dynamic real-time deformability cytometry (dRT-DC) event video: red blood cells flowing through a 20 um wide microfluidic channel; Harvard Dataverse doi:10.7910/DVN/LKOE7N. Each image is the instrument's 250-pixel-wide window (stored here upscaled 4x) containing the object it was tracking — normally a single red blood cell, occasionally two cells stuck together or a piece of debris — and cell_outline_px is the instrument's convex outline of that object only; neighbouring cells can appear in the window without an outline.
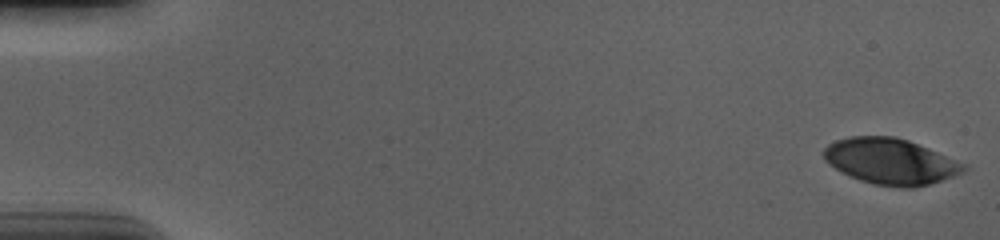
{"species": "human", "species_latin": "Homo sapiens", "temperature_condition": "cold", "stored_images_in_passage": 56, "camera_frame_rate_fps": 3000, "um_per_image_px": 0.085, "donor": {"sex": "male"}, "frame": {"image": 1, "passage_image": 1, "time_ms": 0.0, "image_size_px": [1000, 240], "cell_outline_px": [[968, 168], [964, 172], [928, 184], [912, 188], [900, 188], [872, 184], [860, 180], [828, 164], [824, 160], [824, 148], [828, 144], [836, 140], [848, 136], [896, 136], [908, 140], [968, 164]], "centroid_in_image_um": [75.71, 13.71], "position_along_channel_um": 9.3, "area_um2": 37.45}}
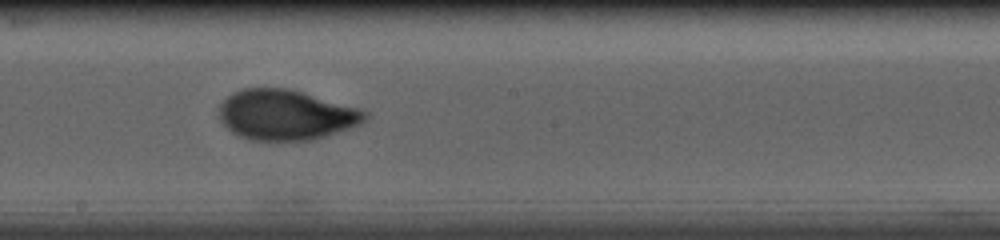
{"frame": {"image": 2, "passage_image": 32, "time_ms": 10.333, "image_size_px": [1000, 240], "cell_outline_px": [[368, 116], [360, 124], [324, 136], [308, 140], [252, 140], [240, 136], [232, 132], [220, 120], [216, 112], [220, 104], [232, 92], [244, 88], [288, 88], [360, 108], [368, 112]], "centroid_in_image_um": [24.26, 9.75], "position_along_channel_um": 223.9, "area_um2": 42.6}}
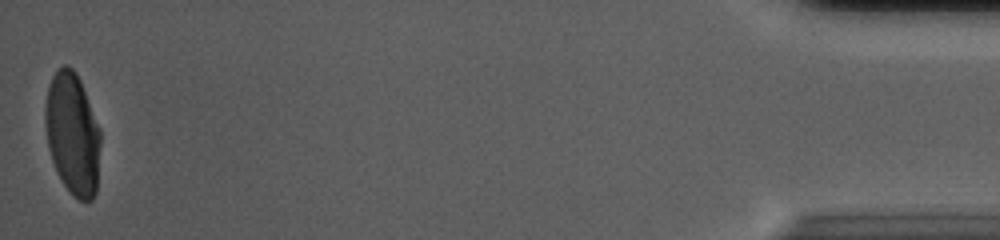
{"frame": {"image": 3, "passage_image": 56, "time_ms": 18.333, "image_size_px": [1000, 240], "cell_outline_px": [[100, 144], [96, 192], [92, 200], [80, 200], [72, 196], [60, 180], [52, 160], [48, 148], [44, 124], [44, 108], [48, 84], [52, 76], [64, 64], [68, 64], [76, 72], [80, 80], [100, 128]], "centroid_in_image_um": [6.14, 11.37], "position_along_channel_um": 429.1, "area_um2": 39.65}, "authors_computed_cell_mechanics": {"area_um2": 40.2288, "velocity_mm_per_s": 3.6882, "shape_relaxation_time_tau1_ms": 4.5449, "shape_relaxation_time_tau2_ms": 1.0341, "deformation_change_tau1": 0.1979, "deformation_change_tau2": 0.0534}}